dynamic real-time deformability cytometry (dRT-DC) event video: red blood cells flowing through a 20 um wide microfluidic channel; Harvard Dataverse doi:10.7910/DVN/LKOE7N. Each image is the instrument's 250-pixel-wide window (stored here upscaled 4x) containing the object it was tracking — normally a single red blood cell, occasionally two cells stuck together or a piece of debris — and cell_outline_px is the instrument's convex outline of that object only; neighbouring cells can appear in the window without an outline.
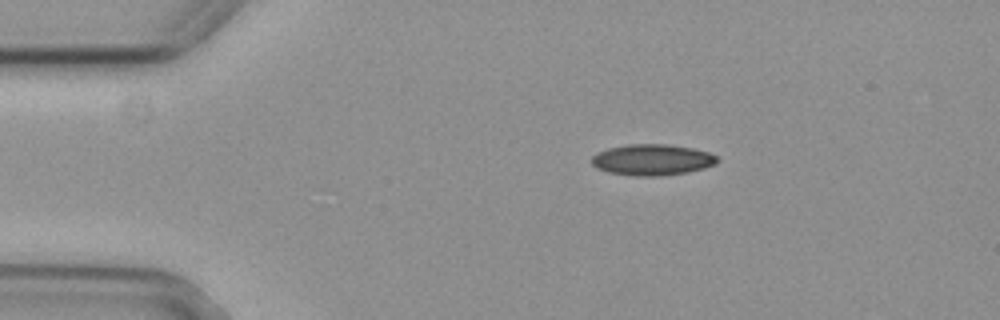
{"species": "common noctule bat (a hibernating species)", "species_latin": "Nyctalus noctula", "temperature_condition": "cold", "stored_images_in_passage": 6, "camera_frame_rate_fps": 3000, "um_per_image_px": 0.085, "animal": {"sex": "female", "body_mass_g": 29.2, "forearm_length_mm": 56.3}, "frame": {"image": 1, "passage_image": 1, "time_ms": 0.0, "image_size_px": [1000, 320], "cell_outline_px": [[720, 160], [716, 164], [704, 168], [688, 172], [656, 176], [636, 176], [608, 172], [596, 168], [592, 164], [592, 156], [608, 148], [628, 144], [668, 144], [692, 148], [708, 152], [716, 156]], "centroid_in_image_um": [55.45, 13.58], "position_along_channel_um": 29.5, "area_um2": 22.72}}
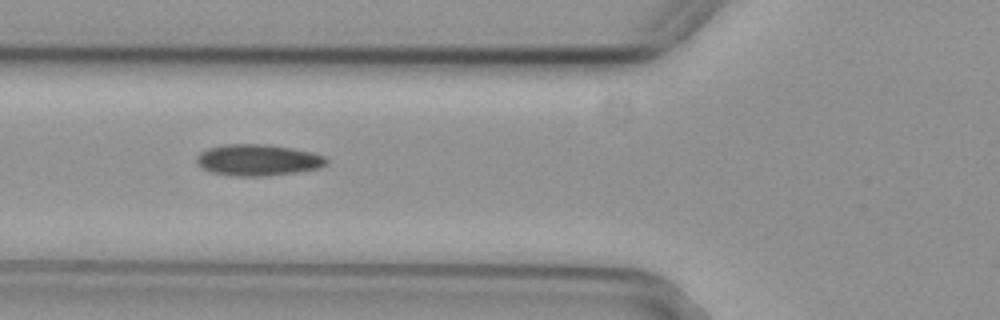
{"frame": {"image": 2, "passage_image": 4, "time_ms": 1.0, "image_size_px": [1000, 320], "cell_outline_px": [[328, 160], [324, 164], [316, 168], [296, 172], [268, 176], [236, 176], [212, 172], [196, 164], [196, 156], [200, 152], [208, 148], [224, 144], [264, 144], [292, 148], [312, 152], [324, 156]], "centroid_in_image_um": [21.88, 13.59], "position_along_channel_um": 103.9, "area_um2": 23.58}}
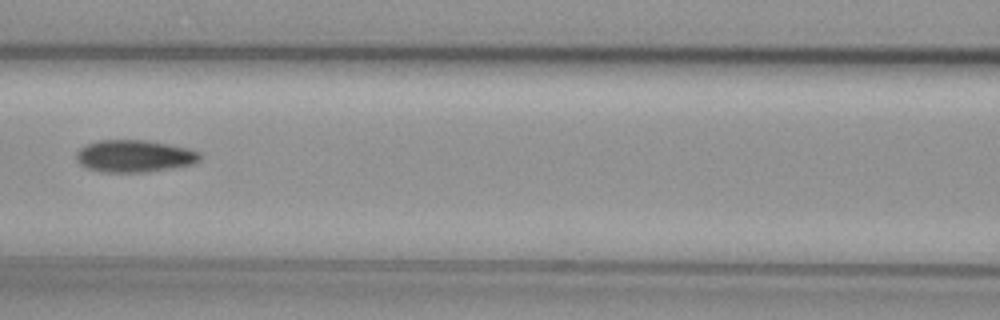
{"frame": {"image": 3, "passage_image": 5, "time_ms": 1.333, "image_size_px": [1000, 320], "cell_outline_px": [[204, 156], [200, 160], [192, 164], [148, 172], [100, 172], [88, 168], [80, 164], [76, 160], [76, 152], [84, 144], [100, 140], [148, 140], [188, 148], [200, 152]], "centroid_in_image_um": [11.42, 13.26], "position_along_channel_um": 155.2, "area_um2": 23.41}}